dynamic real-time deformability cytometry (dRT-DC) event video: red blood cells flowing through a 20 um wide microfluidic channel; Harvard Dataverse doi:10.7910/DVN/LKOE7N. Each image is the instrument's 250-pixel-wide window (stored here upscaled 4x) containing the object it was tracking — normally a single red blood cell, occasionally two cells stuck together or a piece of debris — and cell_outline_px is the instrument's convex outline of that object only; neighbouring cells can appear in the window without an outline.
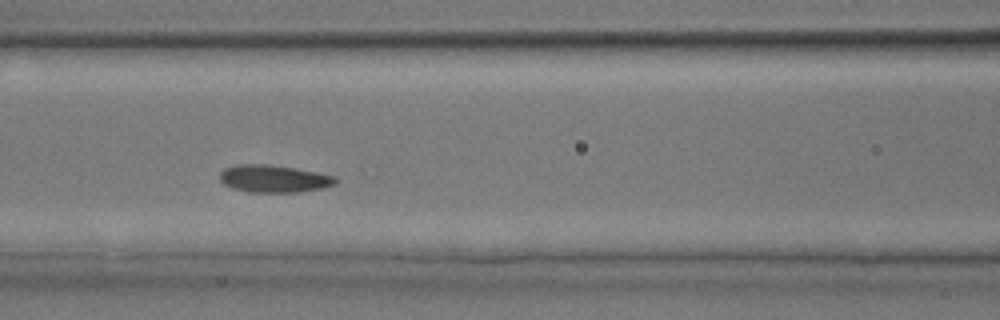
{"species": "common noctule bat (a hibernating species)", "species_latin": "Nyctalus noctula", "temperature_condition": "room temperature", "stored_images_in_passage": 30, "camera_frame_rate_fps": 3000, "um_per_image_px": 0.085, "animal": {"sex": "male", "body_mass_g": 17.9, "forearm_length_mm": 54.2}, "frame": {"image": 1, "passage_image": 7, "time_ms": 2.0, "image_size_px": [1000, 320], "cell_outline_px": [[336, 184], [320, 188], [300, 192], [248, 192], [232, 188], [224, 184], [220, 180], [220, 172], [224, 168], [236, 164], [268, 164], [316, 172], [336, 176]], "centroid_in_image_um": [23.24, 15.19], "position_along_channel_um": 143.4, "area_um2": 18.44}}
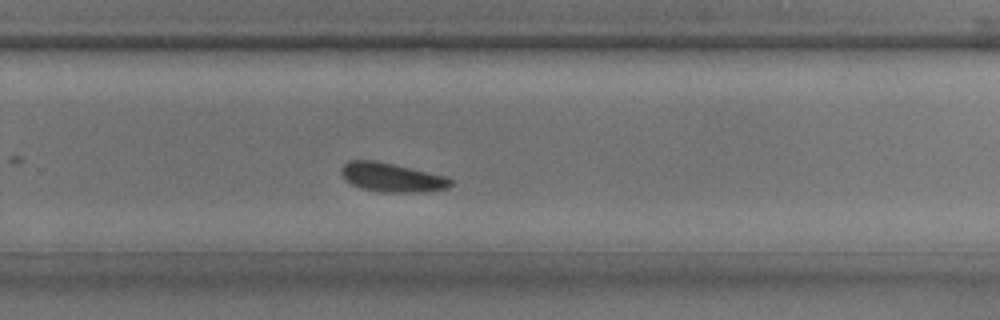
{"frame": {"image": 2, "passage_image": 16, "time_ms": 5.0, "image_size_px": [1000, 320], "cell_outline_px": [[452, 184], [448, 188], [420, 192], [380, 192], [360, 188], [352, 184], [340, 172], [340, 168], [348, 160], [376, 160], [448, 176], [452, 180]], "centroid_in_image_um": [33.32, 15.07], "position_along_channel_um": 296.5, "area_um2": 18.55}}
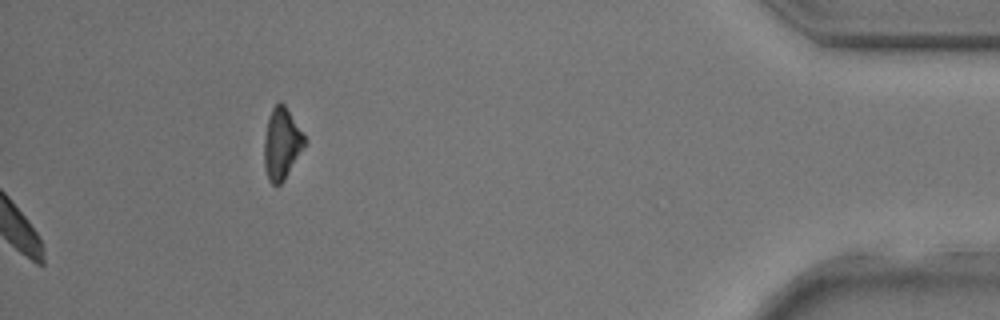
{"frame": {"image": 3, "passage_image": 30, "time_ms": 9.667, "image_size_px": [1000, 320], "cell_outline_px": [[308, 140], [284, 180], [280, 184], [272, 184], [268, 180], [264, 168], [264, 140], [268, 116], [272, 108], [280, 100], [284, 104]], "centroid_in_image_um": [23.94, 12.2], "position_along_channel_um": 411.3, "area_um2": 16.88}}